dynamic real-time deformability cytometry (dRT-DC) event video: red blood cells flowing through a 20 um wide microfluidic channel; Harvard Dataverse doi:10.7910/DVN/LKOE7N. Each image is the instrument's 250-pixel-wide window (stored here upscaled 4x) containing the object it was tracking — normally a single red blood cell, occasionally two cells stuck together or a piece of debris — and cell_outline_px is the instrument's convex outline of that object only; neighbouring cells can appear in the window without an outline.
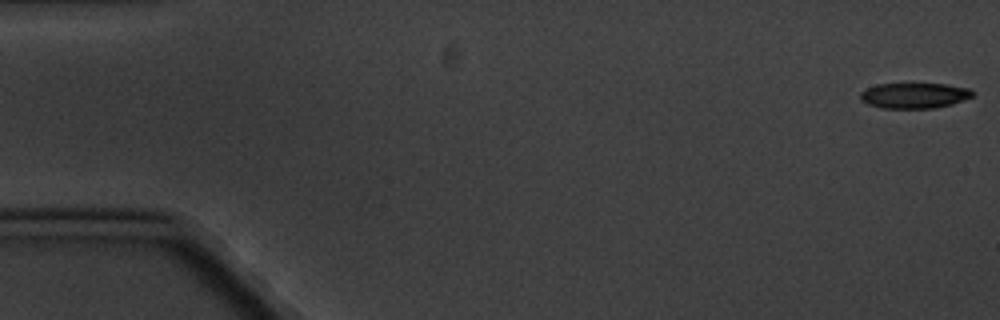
{"species": "common noctule bat (a hibernating species)", "species_latin": "Nyctalus noctula", "temperature_condition": "cold", "stored_images_in_passage": 5, "camera_frame_rate_fps": 3000, "um_per_image_px": 0.085, "animal": {"sex": "male", "body_mass_g": 20.1, "forearm_length_mm": 53.5}, "frame": {"image": 1, "passage_image": 1, "time_ms": 0.0, "image_size_px": [1000, 320], "cell_outline_px": [[976, 92], [972, 96], [964, 100], [952, 104], [936, 108], [880, 108], [868, 104], [860, 100], [860, 92], [876, 84], [912, 80], [948, 84], [968, 88]], "centroid_in_image_um": [77.72, 8.06], "position_along_channel_um": 7.3, "area_um2": 17.8}}
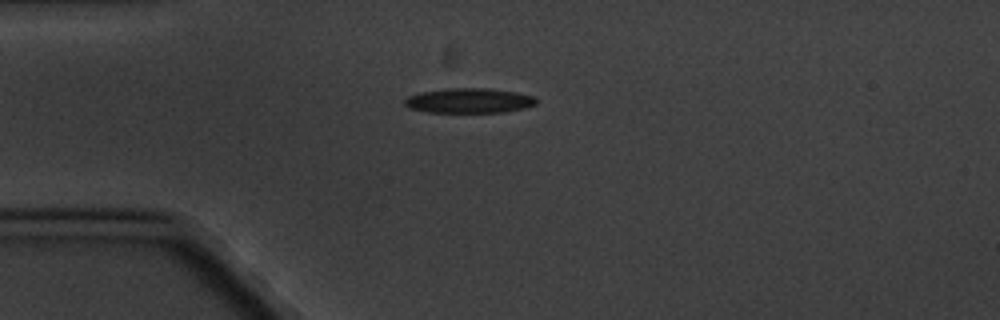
{"frame": {"image": 2, "passage_image": 5, "time_ms": 4.667, "image_size_px": [1000, 320], "cell_outline_px": [[540, 100], [536, 104], [524, 108], [504, 112], [428, 112], [408, 108], [404, 104], [404, 100], [408, 96], [420, 92], [452, 88], [488, 88], [516, 92], [536, 96]], "centroid_in_image_um": [39.91, 8.55], "position_along_channel_um": 45.1, "area_um2": 19.19}}